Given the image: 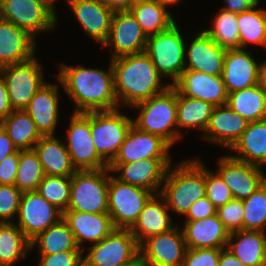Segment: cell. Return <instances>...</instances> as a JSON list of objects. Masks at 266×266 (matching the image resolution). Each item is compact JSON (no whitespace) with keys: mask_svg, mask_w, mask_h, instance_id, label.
<instances>
[{"mask_svg":"<svg viewBox=\"0 0 266 266\" xmlns=\"http://www.w3.org/2000/svg\"><path fill=\"white\" fill-rule=\"evenodd\" d=\"M13 111L8 95V89L2 76L0 75V122Z\"/></svg>","mask_w":266,"mask_h":266,"instance_id":"obj_51","label":"cell"},{"mask_svg":"<svg viewBox=\"0 0 266 266\" xmlns=\"http://www.w3.org/2000/svg\"><path fill=\"white\" fill-rule=\"evenodd\" d=\"M39 63L34 56L25 62L0 68L13 110H25L36 92L47 83Z\"/></svg>","mask_w":266,"mask_h":266,"instance_id":"obj_11","label":"cell"},{"mask_svg":"<svg viewBox=\"0 0 266 266\" xmlns=\"http://www.w3.org/2000/svg\"><path fill=\"white\" fill-rule=\"evenodd\" d=\"M63 219L69 225L77 245L82 251H85V246H82L84 241L91 242V245H94L115 229L108 213H85L66 210L63 213Z\"/></svg>","mask_w":266,"mask_h":266,"instance_id":"obj_24","label":"cell"},{"mask_svg":"<svg viewBox=\"0 0 266 266\" xmlns=\"http://www.w3.org/2000/svg\"><path fill=\"white\" fill-rule=\"evenodd\" d=\"M101 2L110 4L116 8L126 7L128 0H99Z\"/></svg>","mask_w":266,"mask_h":266,"instance_id":"obj_55","label":"cell"},{"mask_svg":"<svg viewBox=\"0 0 266 266\" xmlns=\"http://www.w3.org/2000/svg\"><path fill=\"white\" fill-rule=\"evenodd\" d=\"M264 264L266 265V246H265V262Z\"/></svg>","mask_w":266,"mask_h":266,"instance_id":"obj_59","label":"cell"},{"mask_svg":"<svg viewBox=\"0 0 266 266\" xmlns=\"http://www.w3.org/2000/svg\"><path fill=\"white\" fill-rule=\"evenodd\" d=\"M72 176L45 175L37 191L49 203L64 213L70 201Z\"/></svg>","mask_w":266,"mask_h":266,"instance_id":"obj_41","label":"cell"},{"mask_svg":"<svg viewBox=\"0 0 266 266\" xmlns=\"http://www.w3.org/2000/svg\"><path fill=\"white\" fill-rule=\"evenodd\" d=\"M179 228L145 239L139 245L140 266H182L187 246Z\"/></svg>","mask_w":266,"mask_h":266,"instance_id":"obj_13","label":"cell"},{"mask_svg":"<svg viewBox=\"0 0 266 266\" xmlns=\"http://www.w3.org/2000/svg\"><path fill=\"white\" fill-rule=\"evenodd\" d=\"M243 211V200L233 198L225 205L219 206L216 213L224 227L231 233L243 230Z\"/></svg>","mask_w":266,"mask_h":266,"instance_id":"obj_44","label":"cell"},{"mask_svg":"<svg viewBox=\"0 0 266 266\" xmlns=\"http://www.w3.org/2000/svg\"><path fill=\"white\" fill-rule=\"evenodd\" d=\"M33 150L38 156L45 175L73 176L77 171L72 165L65 143L55 135L42 136Z\"/></svg>","mask_w":266,"mask_h":266,"instance_id":"obj_29","label":"cell"},{"mask_svg":"<svg viewBox=\"0 0 266 266\" xmlns=\"http://www.w3.org/2000/svg\"><path fill=\"white\" fill-rule=\"evenodd\" d=\"M173 86L189 98L201 99L212 105L223 106L227 103L228 93L222 76L184 70Z\"/></svg>","mask_w":266,"mask_h":266,"instance_id":"obj_21","label":"cell"},{"mask_svg":"<svg viewBox=\"0 0 266 266\" xmlns=\"http://www.w3.org/2000/svg\"><path fill=\"white\" fill-rule=\"evenodd\" d=\"M171 145L162 137L144 132L134 125L111 163H130L144 159H170Z\"/></svg>","mask_w":266,"mask_h":266,"instance_id":"obj_18","label":"cell"},{"mask_svg":"<svg viewBox=\"0 0 266 266\" xmlns=\"http://www.w3.org/2000/svg\"><path fill=\"white\" fill-rule=\"evenodd\" d=\"M260 66L261 63L255 61L250 51L227 49L222 72L227 93L257 85Z\"/></svg>","mask_w":266,"mask_h":266,"instance_id":"obj_20","label":"cell"},{"mask_svg":"<svg viewBox=\"0 0 266 266\" xmlns=\"http://www.w3.org/2000/svg\"><path fill=\"white\" fill-rule=\"evenodd\" d=\"M111 65L117 100L127 107L159 95L172 85H161L163 76L145 52L113 59Z\"/></svg>","mask_w":266,"mask_h":266,"instance_id":"obj_2","label":"cell"},{"mask_svg":"<svg viewBox=\"0 0 266 266\" xmlns=\"http://www.w3.org/2000/svg\"><path fill=\"white\" fill-rule=\"evenodd\" d=\"M214 107L201 99L183 96L177 90V127H194L205 132Z\"/></svg>","mask_w":266,"mask_h":266,"instance_id":"obj_36","label":"cell"},{"mask_svg":"<svg viewBox=\"0 0 266 266\" xmlns=\"http://www.w3.org/2000/svg\"><path fill=\"white\" fill-rule=\"evenodd\" d=\"M58 100L57 84L45 83L25 109L42 136L54 135L59 118Z\"/></svg>","mask_w":266,"mask_h":266,"instance_id":"obj_28","label":"cell"},{"mask_svg":"<svg viewBox=\"0 0 266 266\" xmlns=\"http://www.w3.org/2000/svg\"><path fill=\"white\" fill-rule=\"evenodd\" d=\"M218 266H246L226 247L221 248Z\"/></svg>","mask_w":266,"mask_h":266,"instance_id":"obj_53","label":"cell"},{"mask_svg":"<svg viewBox=\"0 0 266 266\" xmlns=\"http://www.w3.org/2000/svg\"><path fill=\"white\" fill-rule=\"evenodd\" d=\"M65 145L76 170H100L108 164L98 155L91 137V112L71 116Z\"/></svg>","mask_w":266,"mask_h":266,"instance_id":"obj_12","label":"cell"},{"mask_svg":"<svg viewBox=\"0 0 266 266\" xmlns=\"http://www.w3.org/2000/svg\"><path fill=\"white\" fill-rule=\"evenodd\" d=\"M243 230L264 231L266 226V181L243 200Z\"/></svg>","mask_w":266,"mask_h":266,"instance_id":"obj_42","label":"cell"},{"mask_svg":"<svg viewBox=\"0 0 266 266\" xmlns=\"http://www.w3.org/2000/svg\"><path fill=\"white\" fill-rule=\"evenodd\" d=\"M186 48L184 38L175 22L167 30L149 36L144 52L163 77H171L173 85L185 70Z\"/></svg>","mask_w":266,"mask_h":266,"instance_id":"obj_5","label":"cell"},{"mask_svg":"<svg viewBox=\"0 0 266 266\" xmlns=\"http://www.w3.org/2000/svg\"><path fill=\"white\" fill-rule=\"evenodd\" d=\"M265 246L266 232L238 230L229 234L226 248L244 265L261 266L265 262Z\"/></svg>","mask_w":266,"mask_h":266,"instance_id":"obj_31","label":"cell"},{"mask_svg":"<svg viewBox=\"0 0 266 266\" xmlns=\"http://www.w3.org/2000/svg\"><path fill=\"white\" fill-rule=\"evenodd\" d=\"M167 4L153 1L127 3L126 8L136 18L144 34L149 37L167 30L175 23L173 15L166 10Z\"/></svg>","mask_w":266,"mask_h":266,"instance_id":"obj_32","label":"cell"},{"mask_svg":"<svg viewBox=\"0 0 266 266\" xmlns=\"http://www.w3.org/2000/svg\"><path fill=\"white\" fill-rule=\"evenodd\" d=\"M52 7L55 8L54 3L56 0H46ZM67 1V0H66Z\"/></svg>","mask_w":266,"mask_h":266,"instance_id":"obj_58","label":"cell"},{"mask_svg":"<svg viewBox=\"0 0 266 266\" xmlns=\"http://www.w3.org/2000/svg\"><path fill=\"white\" fill-rule=\"evenodd\" d=\"M157 198H160L161 201ZM168 211L167 203L160 193L158 195L153 194L150 197L140 212L137 221L129 229L139 245L145 239L167 232L175 227Z\"/></svg>","mask_w":266,"mask_h":266,"instance_id":"obj_27","label":"cell"},{"mask_svg":"<svg viewBox=\"0 0 266 266\" xmlns=\"http://www.w3.org/2000/svg\"><path fill=\"white\" fill-rule=\"evenodd\" d=\"M221 248H187L182 266H218Z\"/></svg>","mask_w":266,"mask_h":266,"instance_id":"obj_46","label":"cell"},{"mask_svg":"<svg viewBox=\"0 0 266 266\" xmlns=\"http://www.w3.org/2000/svg\"><path fill=\"white\" fill-rule=\"evenodd\" d=\"M121 266H140V265H121Z\"/></svg>","mask_w":266,"mask_h":266,"instance_id":"obj_60","label":"cell"},{"mask_svg":"<svg viewBox=\"0 0 266 266\" xmlns=\"http://www.w3.org/2000/svg\"><path fill=\"white\" fill-rule=\"evenodd\" d=\"M152 195L147 189L123 183L110 175L108 214L114 228L130 229Z\"/></svg>","mask_w":266,"mask_h":266,"instance_id":"obj_9","label":"cell"},{"mask_svg":"<svg viewBox=\"0 0 266 266\" xmlns=\"http://www.w3.org/2000/svg\"><path fill=\"white\" fill-rule=\"evenodd\" d=\"M158 2H162V3H165L167 5H172V4H176L179 2V0H157Z\"/></svg>","mask_w":266,"mask_h":266,"instance_id":"obj_56","label":"cell"},{"mask_svg":"<svg viewBox=\"0 0 266 266\" xmlns=\"http://www.w3.org/2000/svg\"><path fill=\"white\" fill-rule=\"evenodd\" d=\"M170 166L171 159H144L130 163H110L108 168L111 172L119 173V176H114L119 181L158 194Z\"/></svg>","mask_w":266,"mask_h":266,"instance_id":"obj_16","label":"cell"},{"mask_svg":"<svg viewBox=\"0 0 266 266\" xmlns=\"http://www.w3.org/2000/svg\"><path fill=\"white\" fill-rule=\"evenodd\" d=\"M22 192L15 185L0 184V222H12L18 214Z\"/></svg>","mask_w":266,"mask_h":266,"instance_id":"obj_45","label":"cell"},{"mask_svg":"<svg viewBox=\"0 0 266 266\" xmlns=\"http://www.w3.org/2000/svg\"><path fill=\"white\" fill-rule=\"evenodd\" d=\"M220 159L217 173L230 188L234 199L248 198L266 181L260 166L239 161L230 155Z\"/></svg>","mask_w":266,"mask_h":266,"instance_id":"obj_17","label":"cell"},{"mask_svg":"<svg viewBox=\"0 0 266 266\" xmlns=\"http://www.w3.org/2000/svg\"><path fill=\"white\" fill-rule=\"evenodd\" d=\"M120 109L91 112V137L98 155L109 165L133 126Z\"/></svg>","mask_w":266,"mask_h":266,"instance_id":"obj_8","label":"cell"},{"mask_svg":"<svg viewBox=\"0 0 266 266\" xmlns=\"http://www.w3.org/2000/svg\"><path fill=\"white\" fill-rule=\"evenodd\" d=\"M147 36L142 27L126 8H116L110 27V33L103 46H112L111 60L139 54L145 51Z\"/></svg>","mask_w":266,"mask_h":266,"instance_id":"obj_15","label":"cell"},{"mask_svg":"<svg viewBox=\"0 0 266 266\" xmlns=\"http://www.w3.org/2000/svg\"><path fill=\"white\" fill-rule=\"evenodd\" d=\"M226 105L248 122L266 119V92L258 84L228 93Z\"/></svg>","mask_w":266,"mask_h":266,"instance_id":"obj_33","label":"cell"},{"mask_svg":"<svg viewBox=\"0 0 266 266\" xmlns=\"http://www.w3.org/2000/svg\"><path fill=\"white\" fill-rule=\"evenodd\" d=\"M216 210L217 208L213 205V203L207 198V196H204L190 206L189 211L185 215L187 216L185 221L204 219L215 215Z\"/></svg>","mask_w":266,"mask_h":266,"instance_id":"obj_49","label":"cell"},{"mask_svg":"<svg viewBox=\"0 0 266 266\" xmlns=\"http://www.w3.org/2000/svg\"><path fill=\"white\" fill-rule=\"evenodd\" d=\"M182 229L189 249L225 248L230 234L217 213L204 219L185 221Z\"/></svg>","mask_w":266,"mask_h":266,"instance_id":"obj_26","label":"cell"},{"mask_svg":"<svg viewBox=\"0 0 266 266\" xmlns=\"http://www.w3.org/2000/svg\"><path fill=\"white\" fill-rule=\"evenodd\" d=\"M231 157L260 167L266 165V119L249 122L246 130L231 148Z\"/></svg>","mask_w":266,"mask_h":266,"instance_id":"obj_30","label":"cell"},{"mask_svg":"<svg viewBox=\"0 0 266 266\" xmlns=\"http://www.w3.org/2000/svg\"><path fill=\"white\" fill-rule=\"evenodd\" d=\"M19 150L0 163V184L15 185L18 170Z\"/></svg>","mask_w":266,"mask_h":266,"instance_id":"obj_48","label":"cell"},{"mask_svg":"<svg viewBox=\"0 0 266 266\" xmlns=\"http://www.w3.org/2000/svg\"><path fill=\"white\" fill-rule=\"evenodd\" d=\"M109 168L77 170L72 176L67 210L108 213Z\"/></svg>","mask_w":266,"mask_h":266,"instance_id":"obj_6","label":"cell"},{"mask_svg":"<svg viewBox=\"0 0 266 266\" xmlns=\"http://www.w3.org/2000/svg\"><path fill=\"white\" fill-rule=\"evenodd\" d=\"M205 33L224 49H240L237 13L221 9L214 17L213 28Z\"/></svg>","mask_w":266,"mask_h":266,"instance_id":"obj_39","label":"cell"},{"mask_svg":"<svg viewBox=\"0 0 266 266\" xmlns=\"http://www.w3.org/2000/svg\"><path fill=\"white\" fill-rule=\"evenodd\" d=\"M248 121L227 105L216 106L202 138L230 150L246 130Z\"/></svg>","mask_w":266,"mask_h":266,"instance_id":"obj_25","label":"cell"},{"mask_svg":"<svg viewBox=\"0 0 266 266\" xmlns=\"http://www.w3.org/2000/svg\"><path fill=\"white\" fill-rule=\"evenodd\" d=\"M0 125L18 150H32L42 137L25 110H13Z\"/></svg>","mask_w":266,"mask_h":266,"instance_id":"obj_34","label":"cell"},{"mask_svg":"<svg viewBox=\"0 0 266 266\" xmlns=\"http://www.w3.org/2000/svg\"><path fill=\"white\" fill-rule=\"evenodd\" d=\"M18 149L9 138V135L0 125V163L4 160L5 157L17 152Z\"/></svg>","mask_w":266,"mask_h":266,"instance_id":"obj_52","label":"cell"},{"mask_svg":"<svg viewBox=\"0 0 266 266\" xmlns=\"http://www.w3.org/2000/svg\"><path fill=\"white\" fill-rule=\"evenodd\" d=\"M206 196L218 208L233 199L230 188L217 172L205 168Z\"/></svg>","mask_w":266,"mask_h":266,"instance_id":"obj_43","label":"cell"},{"mask_svg":"<svg viewBox=\"0 0 266 266\" xmlns=\"http://www.w3.org/2000/svg\"><path fill=\"white\" fill-rule=\"evenodd\" d=\"M88 250L83 256V266L140 265L139 244L129 229H113Z\"/></svg>","mask_w":266,"mask_h":266,"instance_id":"obj_7","label":"cell"},{"mask_svg":"<svg viewBox=\"0 0 266 266\" xmlns=\"http://www.w3.org/2000/svg\"><path fill=\"white\" fill-rule=\"evenodd\" d=\"M226 6L223 9L232 13H241L254 8L259 4V0H224Z\"/></svg>","mask_w":266,"mask_h":266,"instance_id":"obj_50","label":"cell"},{"mask_svg":"<svg viewBox=\"0 0 266 266\" xmlns=\"http://www.w3.org/2000/svg\"><path fill=\"white\" fill-rule=\"evenodd\" d=\"M240 49L248 43L266 47V10L262 8L249 9L237 14Z\"/></svg>","mask_w":266,"mask_h":266,"instance_id":"obj_38","label":"cell"},{"mask_svg":"<svg viewBox=\"0 0 266 266\" xmlns=\"http://www.w3.org/2000/svg\"><path fill=\"white\" fill-rule=\"evenodd\" d=\"M160 194L170 210L186 215L190 206L206 196L205 166L201 160L181 162L168 168Z\"/></svg>","mask_w":266,"mask_h":266,"instance_id":"obj_3","label":"cell"},{"mask_svg":"<svg viewBox=\"0 0 266 266\" xmlns=\"http://www.w3.org/2000/svg\"><path fill=\"white\" fill-rule=\"evenodd\" d=\"M187 50H185V70L222 76L226 49L214 42L204 30L194 36Z\"/></svg>","mask_w":266,"mask_h":266,"instance_id":"obj_22","label":"cell"},{"mask_svg":"<svg viewBox=\"0 0 266 266\" xmlns=\"http://www.w3.org/2000/svg\"><path fill=\"white\" fill-rule=\"evenodd\" d=\"M0 18L10 21L33 37L54 29L57 24L55 8L46 0H0Z\"/></svg>","mask_w":266,"mask_h":266,"instance_id":"obj_10","label":"cell"},{"mask_svg":"<svg viewBox=\"0 0 266 266\" xmlns=\"http://www.w3.org/2000/svg\"><path fill=\"white\" fill-rule=\"evenodd\" d=\"M31 249L39 246V254H54L62 251H82L77 245L75 236L69 225L62 218L57 224L50 226L31 242Z\"/></svg>","mask_w":266,"mask_h":266,"instance_id":"obj_35","label":"cell"},{"mask_svg":"<svg viewBox=\"0 0 266 266\" xmlns=\"http://www.w3.org/2000/svg\"><path fill=\"white\" fill-rule=\"evenodd\" d=\"M45 174L35 151L19 150L18 170L15 186L21 192L37 191Z\"/></svg>","mask_w":266,"mask_h":266,"instance_id":"obj_40","label":"cell"},{"mask_svg":"<svg viewBox=\"0 0 266 266\" xmlns=\"http://www.w3.org/2000/svg\"><path fill=\"white\" fill-rule=\"evenodd\" d=\"M85 33L102 45L106 42L116 7L99 0H67Z\"/></svg>","mask_w":266,"mask_h":266,"instance_id":"obj_19","label":"cell"},{"mask_svg":"<svg viewBox=\"0 0 266 266\" xmlns=\"http://www.w3.org/2000/svg\"><path fill=\"white\" fill-rule=\"evenodd\" d=\"M109 65V70L104 71L61 64L57 78L77 106L74 113L109 111L121 106L114 91L111 62Z\"/></svg>","mask_w":266,"mask_h":266,"instance_id":"obj_1","label":"cell"},{"mask_svg":"<svg viewBox=\"0 0 266 266\" xmlns=\"http://www.w3.org/2000/svg\"><path fill=\"white\" fill-rule=\"evenodd\" d=\"M258 85L266 92V60L261 63L259 69Z\"/></svg>","mask_w":266,"mask_h":266,"instance_id":"obj_54","label":"cell"},{"mask_svg":"<svg viewBox=\"0 0 266 266\" xmlns=\"http://www.w3.org/2000/svg\"><path fill=\"white\" fill-rule=\"evenodd\" d=\"M39 255V266H83V251H62Z\"/></svg>","mask_w":266,"mask_h":266,"instance_id":"obj_47","label":"cell"},{"mask_svg":"<svg viewBox=\"0 0 266 266\" xmlns=\"http://www.w3.org/2000/svg\"><path fill=\"white\" fill-rule=\"evenodd\" d=\"M35 41L25 30L0 18V68L33 58Z\"/></svg>","mask_w":266,"mask_h":266,"instance_id":"obj_23","label":"cell"},{"mask_svg":"<svg viewBox=\"0 0 266 266\" xmlns=\"http://www.w3.org/2000/svg\"><path fill=\"white\" fill-rule=\"evenodd\" d=\"M157 0H128V3L153 2Z\"/></svg>","mask_w":266,"mask_h":266,"instance_id":"obj_57","label":"cell"},{"mask_svg":"<svg viewBox=\"0 0 266 266\" xmlns=\"http://www.w3.org/2000/svg\"><path fill=\"white\" fill-rule=\"evenodd\" d=\"M17 215L16 225L30 242L63 218V213L38 191L22 192Z\"/></svg>","mask_w":266,"mask_h":266,"instance_id":"obj_14","label":"cell"},{"mask_svg":"<svg viewBox=\"0 0 266 266\" xmlns=\"http://www.w3.org/2000/svg\"><path fill=\"white\" fill-rule=\"evenodd\" d=\"M31 250L30 241L13 222L0 223V266H12L26 257Z\"/></svg>","mask_w":266,"mask_h":266,"instance_id":"obj_37","label":"cell"},{"mask_svg":"<svg viewBox=\"0 0 266 266\" xmlns=\"http://www.w3.org/2000/svg\"><path fill=\"white\" fill-rule=\"evenodd\" d=\"M134 107L140 110L133 119V125L139 130L158 135L171 146L181 138V131L177 129V89L173 85Z\"/></svg>","mask_w":266,"mask_h":266,"instance_id":"obj_4","label":"cell"}]
</instances>
